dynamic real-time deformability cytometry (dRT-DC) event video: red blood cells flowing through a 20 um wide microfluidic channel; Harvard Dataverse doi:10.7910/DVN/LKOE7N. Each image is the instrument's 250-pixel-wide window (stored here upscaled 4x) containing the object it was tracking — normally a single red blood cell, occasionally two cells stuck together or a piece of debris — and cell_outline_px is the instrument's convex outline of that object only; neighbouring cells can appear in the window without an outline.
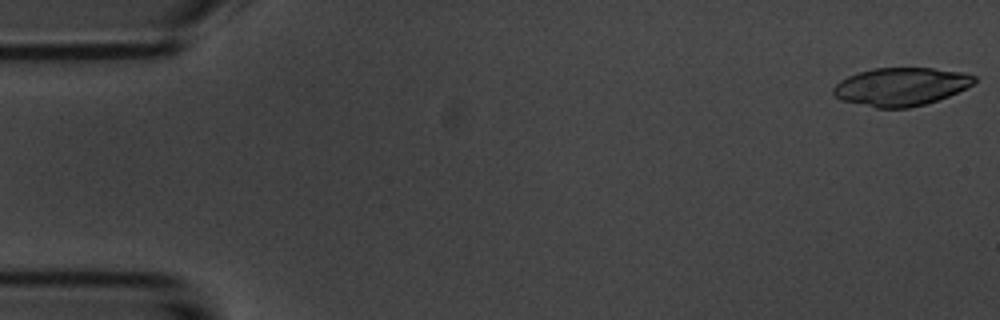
{"species": "common noctule bat (a hibernating species)", "species_latin": "Nyctalus noctula", "temperature_condition": "room temperature", "stored_images_in_passage": 5, "camera_frame_rate_fps": 3000, "um_per_image_px": 0.085, "animal": {"sex": "male", "body_mass_g": 20.1, "forearm_length_mm": 53.5}, "frame": {"image": 1, "passage_image": 1, "time_ms": 0.0, "image_size_px": [1000, 320], "cell_outline_px": [[976, 80], [972, 84], [948, 96], [924, 104], [908, 108], [876, 108], [840, 100], [832, 92], [832, 88], [840, 80], [848, 76], [872, 68], [932, 68], [964, 72], [976, 76]], "centroid_in_image_um": [76.55, 7.36], "position_along_channel_um": 8.5, "area_um2": 31.21}}